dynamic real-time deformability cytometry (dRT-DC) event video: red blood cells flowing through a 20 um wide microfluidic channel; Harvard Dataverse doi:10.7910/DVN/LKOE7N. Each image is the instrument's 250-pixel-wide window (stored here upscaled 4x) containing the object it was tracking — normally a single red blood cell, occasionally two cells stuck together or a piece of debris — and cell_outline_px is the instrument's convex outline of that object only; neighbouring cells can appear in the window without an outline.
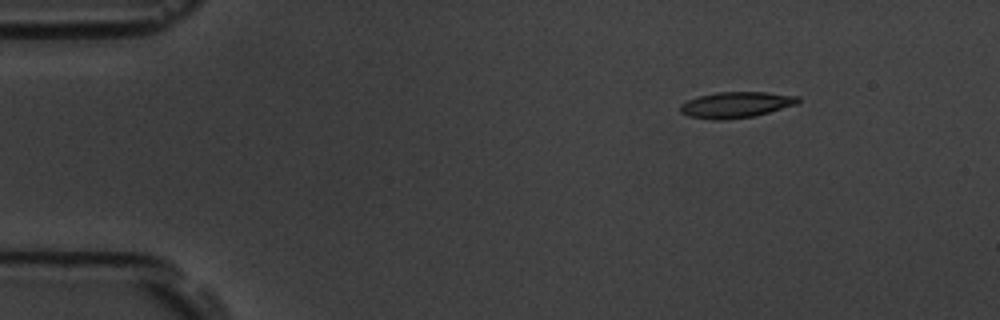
{"species": "common noctule bat (a hibernating species)", "species_latin": "Nyctalus noctula", "temperature_condition": "room temperature", "stored_images_in_passage": 3, "camera_frame_rate_fps": 3000, "um_per_image_px": 0.085, "animal": {"sex": "male", "body_mass_g": 19.5, "forearm_length_mm": 54.6}, "frame": {"image": 1, "passage_image": 1, "time_ms": 0.0, "image_size_px": [1000, 320], "cell_outline_px": [[800, 100], [796, 104], [756, 116], [724, 120], [712, 120], [688, 116], [680, 112], [680, 104], [688, 100], [700, 96], [716, 92], [768, 92], [800, 96]], "centroid_in_image_um": [62.56, 8.91], "position_along_channel_um": 22.4, "area_um2": 17.92}}
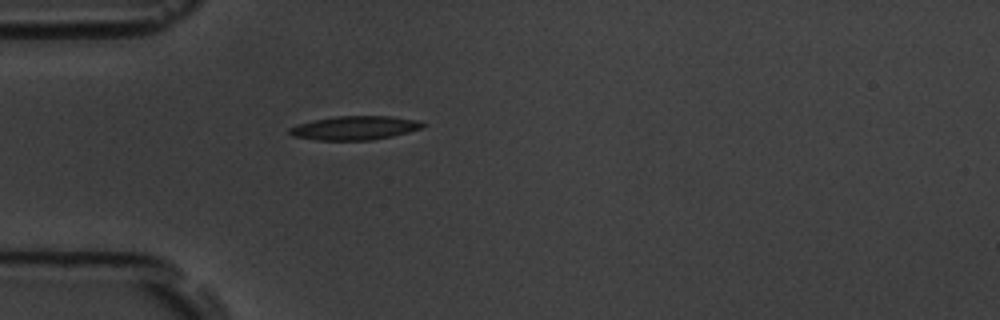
{"frame": {"image": 2, "passage_image": 3, "time_ms": 3.0, "image_size_px": [1000, 320], "cell_outline_px": [[428, 124], [424, 128], [392, 136], [372, 140], [316, 140], [292, 136], [288, 132], [288, 128], [296, 124], [312, 120], [336, 116], [392, 116], [420, 120]], "centroid_in_image_um": [30.18, 10.87], "position_along_channel_um": 54.8, "area_um2": 18.84}}